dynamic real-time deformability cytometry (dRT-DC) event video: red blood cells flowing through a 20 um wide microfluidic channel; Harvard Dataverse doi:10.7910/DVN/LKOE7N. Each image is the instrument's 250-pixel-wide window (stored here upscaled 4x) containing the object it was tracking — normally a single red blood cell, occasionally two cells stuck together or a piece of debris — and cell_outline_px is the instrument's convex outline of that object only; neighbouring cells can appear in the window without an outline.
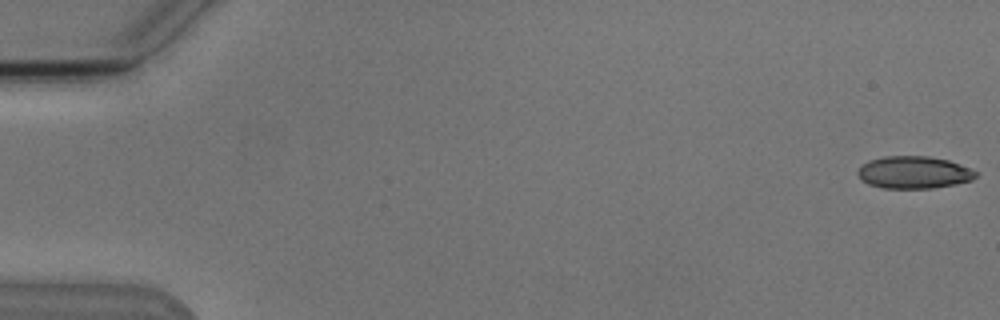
{"species": "Egyptian fruit bat (a non-hibernating species)", "species_latin": "Rousettus aegyptiacus", "temperature_condition": "cold", "stored_images_in_passage": 7, "camera_frame_rate_fps": 3000, "um_per_image_px": 0.085, "animal": {"sex": "male"}, "frame": {"image": 1, "passage_image": 1, "time_ms": 0.0, "image_size_px": [1000, 320], "cell_outline_px": [[976, 176], [972, 180], [956, 184], [932, 188], [884, 188], [868, 184], [860, 180], [856, 172], [868, 160], [884, 156], [928, 156], [948, 160], [972, 168], [976, 172]], "centroid_in_image_um": [77.67, 14.65], "position_along_channel_um": 7.3, "area_um2": 22.31}}
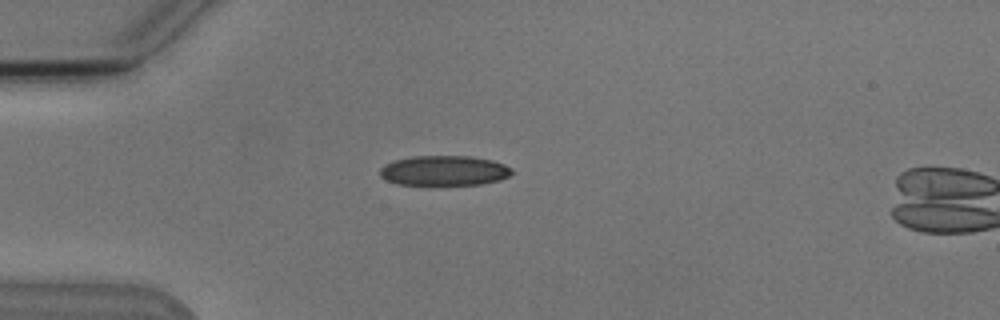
{"frame": {"image": 2, "passage_image": 4, "time_ms": 4.667, "image_size_px": [1000, 320], "cell_outline_px": [[512, 172], [508, 176], [500, 180], [480, 184], [400, 184], [388, 180], [380, 176], [380, 168], [384, 164], [392, 160], [412, 156], [472, 156], [492, 160], [504, 164], [512, 168]], "centroid_in_image_um": [37.75, 14.48], "position_along_channel_um": 47.3, "area_um2": 22.95}}
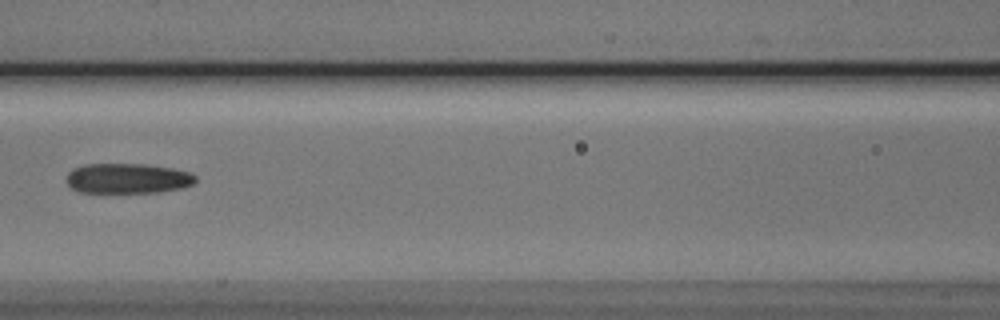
{"frame": {"image": 3, "passage_image": 7, "time_ms": 8.0, "image_size_px": [1000, 320], "cell_outline_px": [[196, 180], [192, 184], [184, 188], [160, 192], [80, 192], [72, 188], [68, 184], [68, 172], [84, 164], [144, 164], [172, 168], [188, 172], [196, 176]], "centroid_in_image_um": [10.88, 15.16], "position_along_channel_um": 155.7, "area_um2": 22.48}}